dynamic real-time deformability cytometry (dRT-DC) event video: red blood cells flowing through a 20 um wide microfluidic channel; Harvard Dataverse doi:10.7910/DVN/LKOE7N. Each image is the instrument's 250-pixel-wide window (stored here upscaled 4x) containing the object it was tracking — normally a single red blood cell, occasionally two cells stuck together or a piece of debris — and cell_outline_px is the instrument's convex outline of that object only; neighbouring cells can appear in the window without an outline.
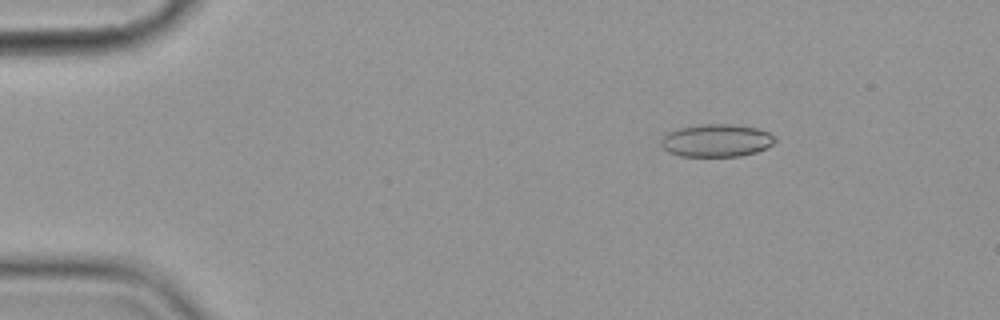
{"species": "common noctule bat (a hibernating species)", "species_latin": "Nyctalus noctula", "temperature_condition": "cold", "stored_images_in_passage": 5, "camera_frame_rate_fps": 3000, "um_per_image_px": 0.085, "animal": {"sex": "female", "body_mass_g": 19.9}, "frame": {"image": 1, "passage_image": 3, "time_ms": 2.333, "image_size_px": [1000, 320], "cell_outline_px": [[776, 140], [768, 148], [756, 152], [740, 156], [680, 156], [668, 152], [660, 144], [660, 140], [668, 132], [680, 128], [700, 124], [732, 124], [756, 128], [768, 132], [776, 136]], "centroid_in_image_um": [60.91, 11.94], "position_along_channel_um": 24.1, "area_um2": 21.79}}